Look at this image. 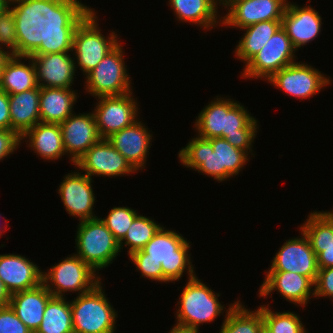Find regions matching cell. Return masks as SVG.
I'll return each mask as SVG.
<instances>
[{
    "instance_id": "f35d334b",
    "label": "cell",
    "mask_w": 333,
    "mask_h": 333,
    "mask_svg": "<svg viewBox=\"0 0 333 333\" xmlns=\"http://www.w3.org/2000/svg\"><path fill=\"white\" fill-rule=\"evenodd\" d=\"M0 333H33L16 315L10 305L0 307Z\"/></svg>"
},
{
    "instance_id": "277c9868",
    "label": "cell",
    "mask_w": 333,
    "mask_h": 333,
    "mask_svg": "<svg viewBox=\"0 0 333 333\" xmlns=\"http://www.w3.org/2000/svg\"><path fill=\"white\" fill-rule=\"evenodd\" d=\"M250 156L224 138L205 139L198 135L178 153L184 166L222 182L238 175Z\"/></svg>"
},
{
    "instance_id": "1f68e13d",
    "label": "cell",
    "mask_w": 333,
    "mask_h": 333,
    "mask_svg": "<svg viewBox=\"0 0 333 333\" xmlns=\"http://www.w3.org/2000/svg\"><path fill=\"white\" fill-rule=\"evenodd\" d=\"M35 333H74L70 302L64 297L52 296Z\"/></svg>"
},
{
    "instance_id": "44dd1931",
    "label": "cell",
    "mask_w": 333,
    "mask_h": 333,
    "mask_svg": "<svg viewBox=\"0 0 333 333\" xmlns=\"http://www.w3.org/2000/svg\"><path fill=\"white\" fill-rule=\"evenodd\" d=\"M322 17L319 13L308 6H300L288 1L281 27L291 39L294 48H298L313 41L321 32Z\"/></svg>"
},
{
    "instance_id": "f907efd6",
    "label": "cell",
    "mask_w": 333,
    "mask_h": 333,
    "mask_svg": "<svg viewBox=\"0 0 333 333\" xmlns=\"http://www.w3.org/2000/svg\"><path fill=\"white\" fill-rule=\"evenodd\" d=\"M69 2H70V4H73V5H84L79 0H69Z\"/></svg>"
},
{
    "instance_id": "c3c4849f",
    "label": "cell",
    "mask_w": 333,
    "mask_h": 333,
    "mask_svg": "<svg viewBox=\"0 0 333 333\" xmlns=\"http://www.w3.org/2000/svg\"><path fill=\"white\" fill-rule=\"evenodd\" d=\"M259 333H273L272 330L263 322L260 329Z\"/></svg>"
},
{
    "instance_id": "30bf717a",
    "label": "cell",
    "mask_w": 333,
    "mask_h": 333,
    "mask_svg": "<svg viewBox=\"0 0 333 333\" xmlns=\"http://www.w3.org/2000/svg\"><path fill=\"white\" fill-rule=\"evenodd\" d=\"M119 42L85 77L86 92L93 97L120 96L133 91Z\"/></svg>"
},
{
    "instance_id": "3957f363",
    "label": "cell",
    "mask_w": 333,
    "mask_h": 333,
    "mask_svg": "<svg viewBox=\"0 0 333 333\" xmlns=\"http://www.w3.org/2000/svg\"><path fill=\"white\" fill-rule=\"evenodd\" d=\"M65 40L45 24L32 38L27 53L31 56L40 88H71L75 58Z\"/></svg>"
},
{
    "instance_id": "8fae6325",
    "label": "cell",
    "mask_w": 333,
    "mask_h": 333,
    "mask_svg": "<svg viewBox=\"0 0 333 333\" xmlns=\"http://www.w3.org/2000/svg\"><path fill=\"white\" fill-rule=\"evenodd\" d=\"M11 4L0 13V47L26 54L33 36L45 25L30 9Z\"/></svg>"
},
{
    "instance_id": "7dc6e473",
    "label": "cell",
    "mask_w": 333,
    "mask_h": 333,
    "mask_svg": "<svg viewBox=\"0 0 333 333\" xmlns=\"http://www.w3.org/2000/svg\"><path fill=\"white\" fill-rule=\"evenodd\" d=\"M215 5H223L225 8L229 6L234 0H213Z\"/></svg>"
},
{
    "instance_id": "ffe728a7",
    "label": "cell",
    "mask_w": 333,
    "mask_h": 333,
    "mask_svg": "<svg viewBox=\"0 0 333 333\" xmlns=\"http://www.w3.org/2000/svg\"><path fill=\"white\" fill-rule=\"evenodd\" d=\"M314 282L301 274L289 271H266L259 297H266L277 290L284 299L299 306H305L315 296ZM312 289V290H311ZM312 291V292H311Z\"/></svg>"
},
{
    "instance_id": "9c48e42d",
    "label": "cell",
    "mask_w": 333,
    "mask_h": 333,
    "mask_svg": "<svg viewBox=\"0 0 333 333\" xmlns=\"http://www.w3.org/2000/svg\"><path fill=\"white\" fill-rule=\"evenodd\" d=\"M42 271V283L55 297H63L65 292L69 291H77L78 296L85 294L102 279L96 271L75 254L50 267L48 272Z\"/></svg>"
},
{
    "instance_id": "7bdbcfd3",
    "label": "cell",
    "mask_w": 333,
    "mask_h": 333,
    "mask_svg": "<svg viewBox=\"0 0 333 333\" xmlns=\"http://www.w3.org/2000/svg\"><path fill=\"white\" fill-rule=\"evenodd\" d=\"M9 95L0 89V129H10Z\"/></svg>"
},
{
    "instance_id": "b9f144b4",
    "label": "cell",
    "mask_w": 333,
    "mask_h": 333,
    "mask_svg": "<svg viewBox=\"0 0 333 333\" xmlns=\"http://www.w3.org/2000/svg\"><path fill=\"white\" fill-rule=\"evenodd\" d=\"M317 255L318 268L333 267V240L328 244H310Z\"/></svg>"
},
{
    "instance_id": "7c38bea8",
    "label": "cell",
    "mask_w": 333,
    "mask_h": 333,
    "mask_svg": "<svg viewBox=\"0 0 333 333\" xmlns=\"http://www.w3.org/2000/svg\"><path fill=\"white\" fill-rule=\"evenodd\" d=\"M297 51L285 30L280 27L264 47L245 65L244 78H264L268 80L274 73L295 63Z\"/></svg>"
},
{
    "instance_id": "ac0fdd59",
    "label": "cell",
    "mask_w": 333,
    "mask_h": 333,
    "mask_svg": "<svg viewBox=\"0 0 333 333\" xmlns=\"http://www.w3.org/2000/svg\"><path fill=\"white\" fill-rule=\"evenodd\" d=\"M64 177L59 185L58 193L68 214L78 217L79 222L98 218L93 213L96 199L92 188V178L85 173L75 171Z\"/></svg>"
},
{
    "instance_id": "74e56055",
    "label": "cell",
    "mask_w": 333,
    "mask_h": 333,
    "mask_svg": "<svg viewBox=\"0 0 333 333\" xmlns=\"http://www.w3.org/2000/svg\"><path fill=\"white\" fill-rule=\"evenodd\" d=\"M130 260L136 266V270L140 271L141 276L154 281L163 282V270L161 263H156L153 260H145V252L139 250L133 252L129 256Z\"/></svg>"
},
{
    "instance_id": "ee69618b",
    "label": "cell",
    "mask_w": 333,
    "mask_h": 333,
    "mask_svg": "<svg viewBox=\"0 0 333 333\" xmlns=\"http://www.w3.org/2000/svg\"><path fill=\"white\" fill-rule=\"evenodd\" d=\"M199 331L198 328L176 323L173 328L170 329L169 333H200Z\"/></svg>"
},
{
    "instance_id": "816d5d0a",
    "label": "cell",
    "mask_w": 333,
    "mask_h": 333,
    "mask_svg": "<svg viewBox=\"0 0 333 333\" xmlns=\"http://www.w3.org/2000/svg\"><path fill=\"white\" fill-rule=\"evenodd\" d=\"M0 217H1V214H0ZM2 228H5V230H2V229L0 228V236L2 235V233H4V232L6 231V227H2Z\"/></svg>"
},
{
    "instance_id": "6da1fadb",
    "label": "cell",
    "mask_w": 333,
    "mask_h": 333,
    "mask_svg": "<svg viewBox=\"0 0 333 333\" xmlns=\"http://www.w3.org/2000/svg\"><path fill=\"white\" fill-rule=\"evenodd\" d=\"M96 13L86 5L69 4L49 23L75 51V69L79 66L85 76L119 43L115 32L108 37L102 34Z\"/></svg>"
},
{
    "instance_id": "e0dca14e",
    "label": "cell",
    "mask_w": 333,
    "mask_h": 333,
    "mask_svg": "<svg viewBox=\"0 0 333 333\" xmlns=\"http://www.w3.org/2000/svg\"><path fill=\"white\" fill-rule=\"evenodd\" d=\"M287 0H234L222 18L227 27L243 28L267 20H282Z\"/></svg>"
},
{
    "instance_id": "52a82bcc",
    "label": "cell",
    "mask_w": 333,
    "mask_h": 333,
    "mask_svg": "<svg viewBox=\"0 0 333 333\" xmlns=\"http://www.w3.org/2000/svg\"><path fill=\"white\" fill-rule=\"evenodd\" d=\"M75 242V255L97 273L109 267L121 252L119 242L99 217L79 222Z\"/></svg>"
},
{
    "instance_id": "603a6c76",
    "label": "cell",
    "mask_w": 333,
    "mask_h": 333,
    "mask_svg": "<svg viewBox=\"0 0 333 333\" xmlns=\"http://www.w3.org/2000/svg\"><path fill=\"white\" fill-rule=\"evenodd\" d=\"M42 273L39 266L25 256L0 255V279L10 295L40 285Z\"/></svg>"
},
{
    "instance_id": "5bb4252c",
    "label": "cell",
    "mask_w": 333,
    "mask_h": 333,
    "mask_svg": "<svg viewBox=\"0 0 333 333\" xmlns=\"http://www.w3.org/2000/svg\"><path fill=\"white\" fill-rule=\"evenodd\" d=\"M133 92L120 96H101L94 109L99 135L107 139L137 121L138 105Z\"/></svg>"
},
{
    "instance_id": "ab89813d",
    "label": "cell",
    "mask_w": 333,
    "mask_h": 333,
    "mask_svg": "<svg viewBox=\"0 0 333 333\" xmlns=\"http://www.w3.org/2000/svg\"><path fill=\"white\" fill-rule=\"evenodd\" d=\"M316 297H330L333 299V267L319 268L316 281L314 283Z\"/></svg>"
},
{
    "instance_id": "681fc988",
    "label": "cell",
    "mask_w": 333,
    "mask_h": 333,
    "mask_svg": "<svg viewBox=\"0 0 333 333\" xmlns=\"http://www.w3.org/2000/svg\"><path fill=\"white\" fill-rule=\"evenodd\" d=\"M10 4L7 2V0H0V13L4 11L5 8H7Z\"/></svg>"
},
{
    "instance_id": "7a4b0ae2",
    "label": "cell",
    "mask_w": 333,
    "mask_h": 333,
    "mask_svg": "<svg viewBox=\"0 0 333 333\" xmlns=\"http://www.w3.org/2000/svg\"><path fill=\"white\" fill-rule=\"evenodd\" d=\"M214 99L201 110L194 123L198 136L205 139L224 138L249 154L257 135L258 120L237 101L221 96Z\"/></svg>"
},
{
    "instance_id": "60d3db41",
    "label": "cell",
    "mask_w": 333,
    "mask_h": 333,
    "mask_svg": "<svg viewBox=\"0 0 333 333\" xmlns=\"http://www.w3.org/2000/svg\"><path fill=\"white\" fill-rule=\"evenodd\" d=\"M21 136L10 129H0V161L14 153L21 144Z\"/></svg>"
},
{
    "instance_id": "2e32d148",
    "label": "cell",
    "mask_w": 333,
    "mask_h": 333,
    "mask_svg": "<svg viewBox=\"0 0 333 333\" xmlns=\"http://www.w3.org/2000/svg\"><path fill=\"white\" fill-rule=\"evenodd\" d=\"M300 238L286 240L271 261L268 271H289L309 277L314 283L319 271L317 255L301 231Z\"/></svg>"
},
{
    "instance_id": "bcb514c9",
    "label": "cell",
    "mask_w": 333,
    "mask_h": 333,
    "mask_svg": "<svg viewBox=\"0 0 333 333\" xmlns=\"http://www.w3.org/2000/svg\"><path fill=\"white\" fill-rule=\"evenodd\" d=\"M11 56L12 54H10L8 50L6 51L5 48L3 49L0 47V77L4 69L5 63Z\"/></svg>"
},
{
    "instance_id": "7402d4cb",
    "label": "cell",
    "mask_w": 333,
    "mask_h": 333,
    "mask_svg": "<svg viewBox=\"0 0 333 333\" xmlns=\"http://www.w3.org/2000/svg\"><path fill=\"white\" fill-rule=\"evenodd\" d=\"M137 120L130 126L110 135L107 140L138 171L144 169L152 140V134Z\"/></svg>"
},
{
    "instance_id": "9a60e30c",
    "label": "cell",
    "mask_w": 333,
    "mask_h": 333,
    "mask_svg": "<svg viewBox=\"0 0 333 333\" xmlns=\"http://www.w3.org/2000/svg\"><path fill=\"white\" fill-rule=\"evenodd\" d=\"M74 165L90 178L94 175L115 177L136 173L127 159L107 139H101L91 146Z\"/></svg>"
},
{
    "instance_id": "8992f818",
    "label": "cell",
    "mask_w": 333,
    "mask_h": 333,
    "mask_svg": "<svg viewBox=\"0 0 333 333\" xmlns=\"http://www.w3.org/2000/svg\"><path fill=\"white\" fill-rule=\"evenodd\" d=\"M101 284L70 301L74 333H114L117 311L106 298Z\"/></svg>"
},
{
    "instance_id": "4fadbf2b",
    "label": "cell",
    "mask_w": 333,
    "mask_h": 333,
    "mask_svg": "<svg viewBox=\"0 0 333 333\" xmlns=\"http://www.w3.org/2000/svg\"><path fill=\"white\" fill-rule=\"evenodd\" d=\"M267 81L288 95L304 100L319 93L332 80L308 64L295 62L274 73Z\"/></svg>"
},
{
    "instance_id": "f546056e",
    "label": "cell",
    "mask_w": 333,
    "mask_h": 333,
    "mask_svg": "<svg viewBox=\"0 0 333 333\" xmlns=\"http://www.w3.org/2000/svg\"><path fill=\"white\" fill-rule=\"evenodd\" d=\"M280 27L281 20H267L243 28L244 36L234 51L236 58L246 65Z\"/></svg>"
},
{
    "instance_id": "d6a6232c",
    "label": "cell",
    "mask_w": 333,
    "mask_h": 333,
    "mask_svg": "<svg viewBox=\"0 0 333 333\" xmlns=\"http://www.w3.org/2000/svg\"><path fill=\"white\" fill-rule=\"evenodd\" d=\"M162 226L143 215H138L130 225L124 238L119 242L120 251L128 246V254L142 250ZM125 241V242H123ZM124 243V244H123ZM124 245V246H123Z\"/></svg>"
},
{
    "instance_id": "836d02e7",
    "label": "cell",
    "mask_w": 333,
    "mask_h": 333,
    "mask_svg": "<svg viewBox=\"0 0 333 333\" xmlns=\"http://www.w3.org/2000/svg\"><path fill=\"white\" fill-rule=\"evenodd\" d=\"M310 244H328L333 240V210L313 211L299 228Z\"/></svg>"
},
{
    "instance_id": "ba28073f",
    "label": "cell",
    "mask_w": 333,
    "mask_h": 333,
    "mask_svg": "<svg viewBox=\"0 0 333 333\" xmlns=\"http://www.w3.org/2000/svg\"><path fill=\"white\" fill-rule=\"evenodd\" d=\"M180 295L176 323L185 326L199 329L201 324L213 322L226 308L218 300L220 294L201 282L197 275L188 279Z\"/></svg>"
},
{
    "instance_id": "f1b7e54d",
    "label": "cell",
    "mask_w": 333,
    "mask_h": 333,
    "mask_svg": "<svg viewBox=\"0 0 333 333\" xmlns=\"http://www.w3.org/2000/svg\"><path fill=\"white\" fill-rule=\"evenodd\" d=\"M168 2L180 22L186 21L204 30L216 27L219 22L222 23L221 18L217 16L219 7L213 0H169Z\"/></svg>"
},
{
    "instance_id": "d6986e66",
    "label": "cell",
    "mask_w": 333,
    "mask_h": 333,
    "mask_svg": "<svg viewBox=\"0 0 333 333\" xmlns=\"http://www.w3.org/2000/svg\"><path fill=\"white\" fill-rule=\"evenodd\" d=\"M59 125L66 154H70L68 156H71L73 165L91 146L102 139L93 112L73 113Z\"/></svg>"
},
{
    "instance_id": "e575fe53",
    "label": "cell",
    "mask_w": 333,
    "mask_h": 333,
    "mask_svg": "<svg viewBox=\"0 0 333 333\" xmlns=\"http://www.w3.org/2000/svg\"><path fill=\"white\" fill-rule=\"evenodd\" d=\"M263 322L273 333H307L300 317L295 312H274L269 304L262 305Z\"/></svg>"
},
{
    "instance_id": "4dcf8cb0",
    "label": "cell",
    "mask_w": 333,
    "mask_h": 333,
    "mask_svg": "<svg viewBox=\"0 0 333 333\" xmlns=\"http://www.w3.org/2000/svg\"><path fill=\"white\" fill-rule=\"evenodd\" d=\"M240 302L229 304L219 333H259L263 323L262 305L250 311Z\"/></svg>"
},
{
    "instance_id": "83f0119b",
    "label": "cell",
    "mask_w": 333,
    "mask_h": 333,
    "mask_svg": "<svg viewBox=\"0 0 333 333\" xmlns=\"http://www.w3.org/2000/svg\"><path fill=\"white\" fill-rule=\"evenodd\" d=\"M28 60L29 65L23 63ZM38 86L36 70L31 56L26 53L12 55L5 63L0 77V89L9 94H16Z\"/></svg>"
},
{
    "instance_id": "f6af8a7d",
    "label": "cell",
    "mask_w": 333,
    "mask_h": 333,
    "mask_svg": "<svg viewBox=\"0 0 333 333\" xmlns=\"http://www.w3.org/2000/svg\"><path fill=\"white\" fill-rule=\"evenodd\" d=\"M11 295L5 288L3 281L0 279V307L9 305Z\"/></svg>"
},
{
    "instance_id": "d4e9b609",
    "label": "cell",
    "mask_w": 333,
    "mask_h": 333,
    "mask_svg": "<svg viewBox=\"0 0 333 333\" xmlns=\"http://www.w3.org/2000/svg\"><path fill=\"white\" fill-rule=\"evenodd\" d=\"M40 87L16 94H9L10 130L21 137L37 123L41 122Z\"/></svg>"
},
{
    "instance_id": "d590c367",
    "label": "cell",
    "mask_w": 333,
    "mask_h": 333,
    "mask_svg": "<svg viewBox=\"0 0 333 333\" xmlns=\"http://www.w3.org/2000/svg\"><path fill=\"white\" fill-rule=\"evenodd\" d=\"M11 5L30 9L45 24L54 20L69 4V0H7Z\"/></svg>"
},
{
    "instance_id": "5b68a950",
    "label": "cell",
    "mask_w": 333,
    "mask_h": 333,
    "mask_svg": "<svg viewBox=\"0 0 333 333\" xmlns=\"http://www.w3.org/2000/svg\"><path fill=\"white\" fill-rule=\"evenodd\" d=\"M190 246V242L182 235L162 226L142 250L145 252V260L161 263L163 282L167 283L178 281L185 270L188 279L195 277L189 254Z\"/></svg>"
},
{
    "instance_id": "cb8c5ba5",
    "label": "cell",
    "mask_w": 333,
    "mask_h": 333,
    "mask_svg": "<svg viewBox=\"0 0 333 333\" xmlns=\"http://www.w3.org/2000/svg\"><path fill=\"white\" fill-rule=\"evenodd\" d=\"M53 295L41 283L35 288L11 294L9 305L17 317L35 333L43 319V313Z\"/></svg>"
},
{
    "instance_id": "4316f807",
    "label": "cell",
    "mask_w": 333,
    "mask_h": 333,
    "mask_svg": "<svg viewBox=\"0 0 333 333\" xmlns=\"http://www.w3.org/2000/svg\"><path fill=\"white\" fill-rule=\"evenodd\" d=\"M21 138L22 141L28 138V147L45 160L54 161L66 155L59 124L39 122Z\"/></svg>"
},
{
    "instance_id": "484cf974",
    "label": "cell",
    "mask_w": 333,
    "mask_h": 333,
    "mask_svg": "<svg viewBox=\"0 0 333 333\" xmlns=\"http://www.w3.org/2000/svg\"><path fill=\"white\" fill-rule=\"evenodd\" d=\"M78 93L71 88H40L39 111L42 123L61 124L71 114ZM74 104V105H73Z\"/></svg>"
},
{
    "instance_id": "8d00e7d4",
    "label": "cell",
    "mask_w": 333,
    "mask_h": 333,
    "mask_svg": "<svg viewBox=\"0 0 333 333\" xmlns=\"http://www.w3.org/2000/svg\"><path fill=\"white\" fill-rule=\"evenodd\" d=\"M136 210L129 207H113L107 217L100 218L105 226L112 232L114 238L120 242L127 233L133 220L138 216Z\"/></svg>"
}]
</instances>
